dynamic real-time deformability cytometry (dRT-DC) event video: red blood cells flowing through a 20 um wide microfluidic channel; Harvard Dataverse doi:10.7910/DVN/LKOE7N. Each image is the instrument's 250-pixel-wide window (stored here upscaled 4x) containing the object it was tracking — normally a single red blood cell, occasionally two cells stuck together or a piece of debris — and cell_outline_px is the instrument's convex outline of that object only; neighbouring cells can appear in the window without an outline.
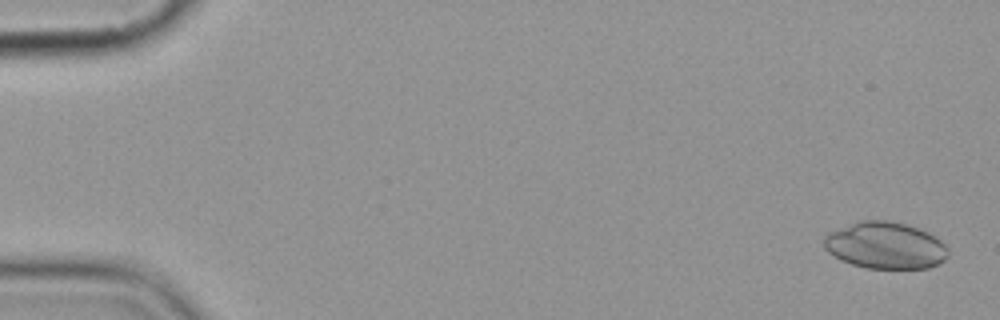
{"species": "common noctule bat (a hibernating species)", "species_latin": "Nyctalus noctula", "temperature_condition": "cold", "stored_images_in_passage": 4, "camera_frame_rate_fps": 3000, "um_per_image_px": 0.085, "animal": {"sex": "female", "body_mass_g": 19.9}, "frame": {"image": 1, "passage_image": 1, "time_ms": 0.0, "image_size_px": [1000, 320], "cell_outline_px": [[948, 256], [940, 264], [928, 268], [868, 268], [852, 264], [840, 260], [828, 252], [824, 248], [824, 236], [828, 232], [860, 220], [884, 220], [904, 224], [928, 232], [940, 240], [948, 248]], "centroid_in_image_um": [75.24, 20.87], "position_along_channel_um": 9.8, "area_um2": 33.81}}